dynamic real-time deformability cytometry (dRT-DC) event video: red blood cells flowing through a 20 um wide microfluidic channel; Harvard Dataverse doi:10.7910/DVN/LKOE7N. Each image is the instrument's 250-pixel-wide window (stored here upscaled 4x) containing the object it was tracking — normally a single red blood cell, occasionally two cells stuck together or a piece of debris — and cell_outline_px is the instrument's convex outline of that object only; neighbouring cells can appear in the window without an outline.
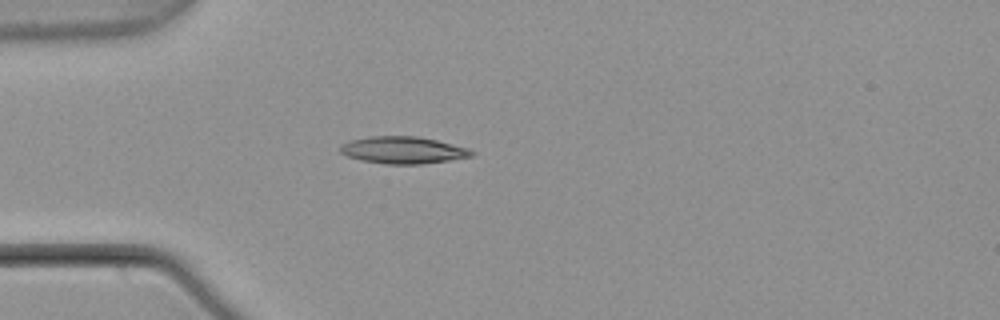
{"species": "common noctule bat (a hibernating species)", "species_latin": "Nyctalus noctula", "temperature_condition": "warm", "stored_images_in_passage": 3, "camera_frame_rate_fps": 3000, "um_per_image_px": 0.085, "animal": {"sex": "male", "body_mass_g": 21.5, "forearm_length_mm": 52.0}, "frame": {"image": 1, "passage_image": 3, "time_ms": 0.667, "image_size_px": [1000, 320], "cell_outline_px": [[476, 152], [472, 156], [448, 160], [420, 164], [384, 164], [360, 160], [348, 156], [340, 152], [340, 144], [348, 140], [368, 136], [416, 136], [436, 140], [468, 148]], "centroid_in_image_um": [34.21, 12.75], "position_along_channel_um": 50.8, "area_um2": 20.75}}